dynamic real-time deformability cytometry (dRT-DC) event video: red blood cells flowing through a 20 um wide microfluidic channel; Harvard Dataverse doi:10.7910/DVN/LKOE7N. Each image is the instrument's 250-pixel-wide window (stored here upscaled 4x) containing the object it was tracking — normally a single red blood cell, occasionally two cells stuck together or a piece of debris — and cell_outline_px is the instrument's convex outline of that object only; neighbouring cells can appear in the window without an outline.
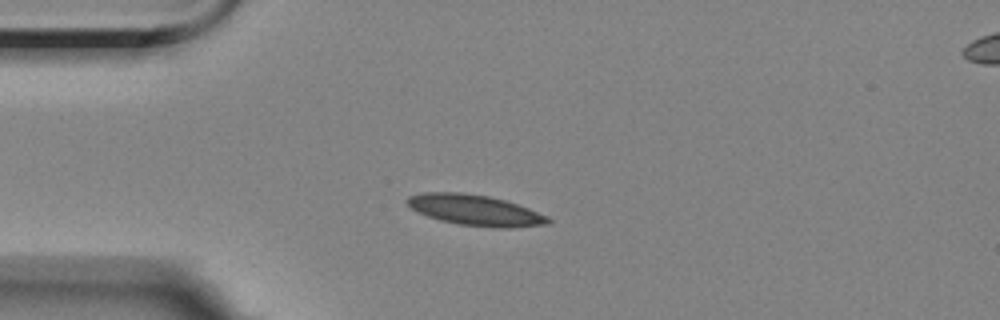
{"species": "Egyptian fruit bat (a non-hibernating species)", "species_latin": "Rousettus aegyptiacus", "temperature_condition": "room temperature", "stored_images_in_passage": 7, "camera_frame_rate_fps": 3000, "um_per_image_px": 0.085, "animal": {"sex": "female"}, "frame": {"image": 1, "passage_image": 3, "time_ms": 2.333, "image_size_px": [1000, 320], "cell_outline_px": [[552, 220], [548, 224], [512, 228], [492, 228], [460, 224], [440, 220], [416, 212], [404, 200], [408, 196], [424, 192], [460, 192], [488, 196], [504, 200], [528, 208], [548, 216]], "centroid_in_image_um": [40.38, 17.87], "position_along_channel_um": 44.6, "area_um2": 25.26}}
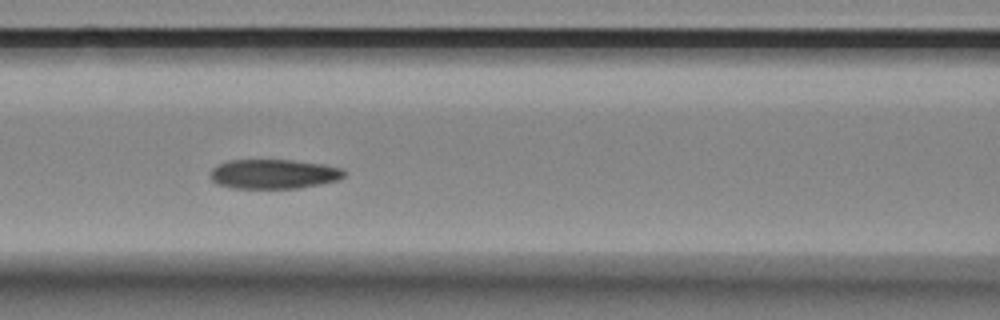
{"frame": {"image": 2, "passage_image": 6, "time_ms": 5.667, "image_size_px": [1000, 320], "cell_outline_px": [[348, 172], [340, 180], [320, 184], [296, 188], [232, 188], [216, 184], [212, 180], [212, 168], [216, 164], [228, 160], [292, 160], [324, 164], [344, 168]], "centroid_in_image_um": [23.3, 14.78], "position_along_channel_um": 143.3, "area_um2": 23.24}}
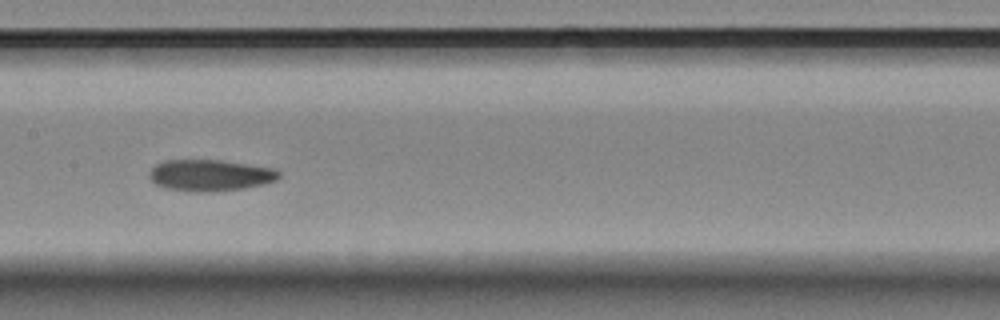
{"frame": {"image": 3, "passage_image": 7, "time_ms": 7.0, "image_size_px": [1000, 320], "cell_outline_px": [[280, 176], [276, 180], [264, 184], [244, 188], [212, 192], [188, 192], [164, 188], [156, 184], [148, 176], [148, 172], [156, 164], [164, 160], [220, 160], [276, 168], [280, 172]], "centroid_in_image_um": [17.85, 14.9], "position_along_channel_um": 189.5, "area_um2": 24.04}}